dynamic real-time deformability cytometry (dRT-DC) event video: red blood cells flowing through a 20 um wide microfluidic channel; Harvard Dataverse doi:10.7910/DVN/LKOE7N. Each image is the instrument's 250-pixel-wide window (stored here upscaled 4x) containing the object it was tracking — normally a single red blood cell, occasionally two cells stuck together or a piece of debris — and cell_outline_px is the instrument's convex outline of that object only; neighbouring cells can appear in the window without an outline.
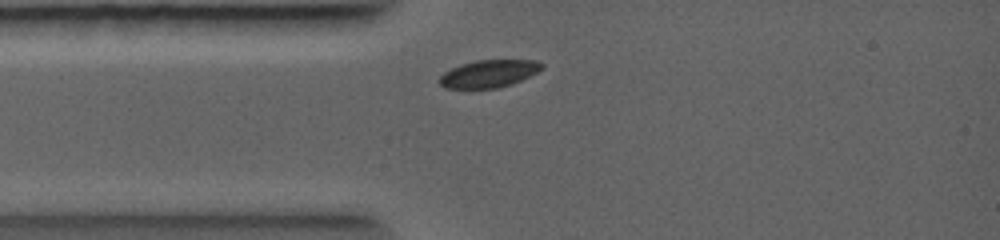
{"species": "common noctule bat (a hibernating species)", "species_latin": "Nyctalus noctula", "temperature_condition": "warm", "stored_images_in_passage": 8, "camera_frame_rate_fps": 5000, "um_per_image_px": 0.085, "animal": {"sex": "female", "body_mass_g": 19.0, "forearm_length_mm": 56.7}, "frame": {"image": 1, "passage_image": 1, "time_ms": 0.0, "image_size_px": [1000, 240], "cell_outline_px": [[544, 68], [512, 84], [496, 88], [444, 88], [436, 80], [444, 72], [460, 64], [476, 60], [536, 60], [544, 64]], "centroid_in_image_um": [41.52, 6.26], "position_along_channel_um": 43.5, "area_um2": 16.42}}
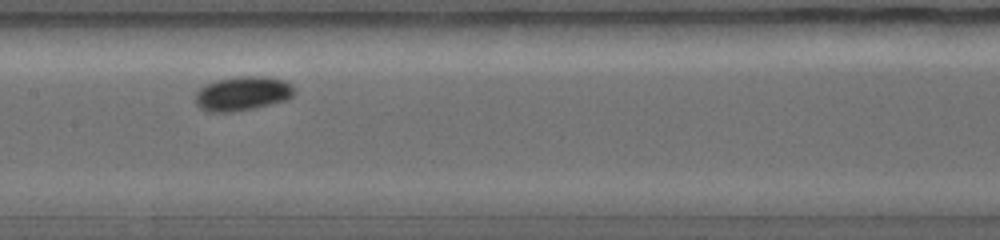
{"frame": {"image": 2, "passage_image": 5, "time_ms": 2.4, "image_size_px": [1000, 240], "cell_outline_px": [[296, 92], [288, 100], [252, 108], [232, 112], [208, 112], [200, 108], [196, 104], [196, 92], [204, 84], [216, 80], [236, 76], [264, 76], [284, 80], [292, 84], [296, 88]], "centroid_in_image_um": [20.63, 7.94], "position_along_channel_um": 186.8, "area_um2": 20.0}}
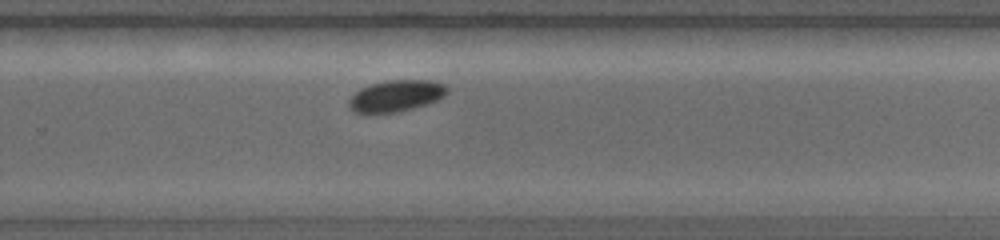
{"frame": {"image": 3, "passage_image": 8, "time_ms": 4.2, "image_size_px": [1000, 240], "cell_outline_px": [[448, 92], [440, 100], [428, 104], [396, 112], [352, 112], [348, 108], [348, 100], [360, 88], [372, 84], [388, 80], [428, 80], [444, 84], [448, 88]], "centroid_in_image_um": [33.68, 8.14], "position_along_channel_um": 296.1, "area_um2": 17.98}}